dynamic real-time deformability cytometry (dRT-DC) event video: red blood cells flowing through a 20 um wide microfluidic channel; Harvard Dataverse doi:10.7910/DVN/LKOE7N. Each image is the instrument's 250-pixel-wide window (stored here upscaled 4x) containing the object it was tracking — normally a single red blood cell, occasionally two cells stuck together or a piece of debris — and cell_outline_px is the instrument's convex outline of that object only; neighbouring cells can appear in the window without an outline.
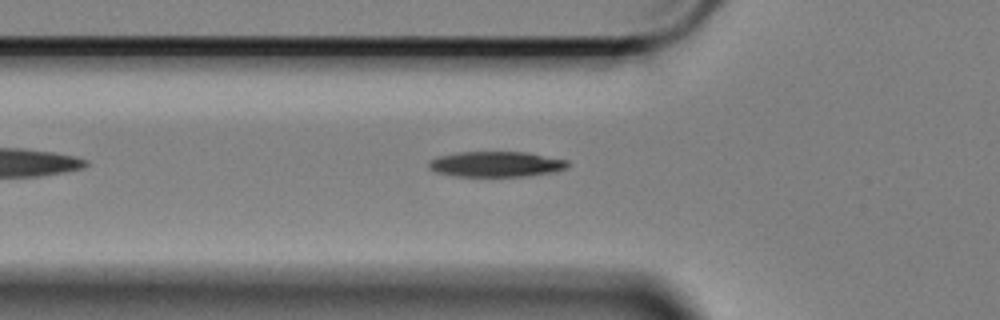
{"species": "Egyptian fruit bat (a non-hibernating species)", "species_latin": "Rousettus aegyptiacus", "temperature_condition": "cold", "stored_images_in_passage": 20, "camera_frame_rate_fps": 3000, "um_per_image_px": 0.085, "animal": {"sex": "female"}, "frame": {"image": 1, "passage_image": 8, "time_ms": 2.333, "image_size_px": [1000, 320], "cell_outline_px": [[568, 164], [564, 168], [552, 172], [524, 176], [452, 176], [436, 172], [428, 168], [428, 160], [440, 156], [460, 152], [524, 152], [568, 160]], "centroid_in_image_um": [42.1, 13.95], "position_along_channel_um": 83.7, "area_um2": 20.4}}
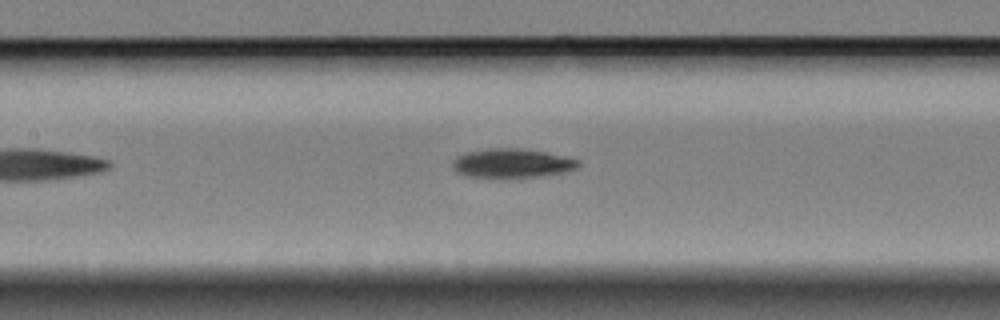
{"frame": {"image": 2, "passage_image": 15, "time_ms": 4.667, "image_size_px": [1000, 320], "cell_outline_px": [[580, 164], [576, 168], [564, 172], [540, 176], [464, 176], [456, 172], [452, 168], [452, 160], [456, 156], [464, 152], [488, 148], [520, 148], [544, 152], [564, 156], [580, 160]], "centroid_in_image_um": [43.47, 13.85], "position_along_channel_um": 163.9, "area_um2": 21.1}}
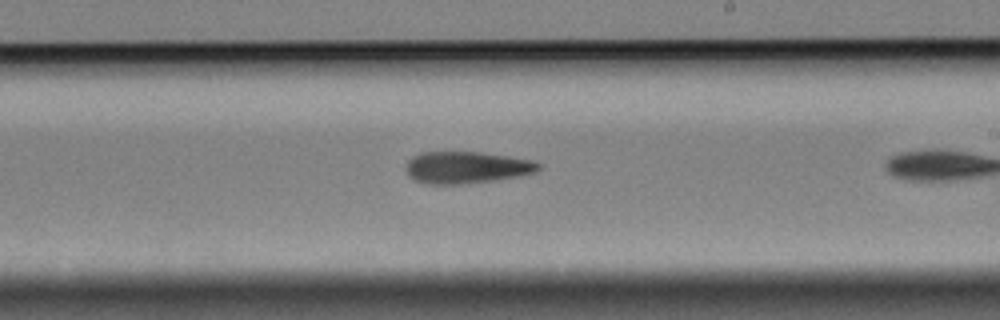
{"frame": {"image": 3, "passage_image": 19, "time_ms": 6.0, "image_size_px": [1000, 320], "cell_outline_px": [[540, 168], [532, 172], [516, 176], [492, 180], [464, 184], [424, 184], [412, 180], [408, 176], [408, 160], [424, 152], [480, 152], [528, 160], [540, 164]], "centroid_in_image_um": [39.58, 14.25], "position_along_channel_um": 249.4, "area_um2": 24.04}}